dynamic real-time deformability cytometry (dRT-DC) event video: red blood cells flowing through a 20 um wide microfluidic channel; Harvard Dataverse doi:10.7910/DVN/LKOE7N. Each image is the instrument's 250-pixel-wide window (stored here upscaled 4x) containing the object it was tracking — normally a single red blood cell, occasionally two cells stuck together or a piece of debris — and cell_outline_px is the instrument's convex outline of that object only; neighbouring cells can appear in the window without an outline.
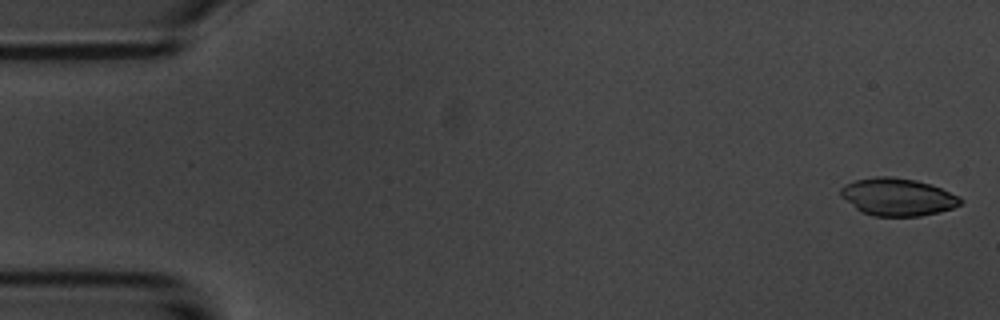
{"species": "common noctule bat (a hibernating species)", "species_latin": "Nyctalus noctula", "temperature_condition": "room temperature", "stored_images_in_passage": 4, "camera_frame_rate_fps": 3000, "um_per_image_px": 0.085, "animal": {"sex": "male", "body_mass_g": 20.1, "forearm_length_mm": 53.5}, "frame": {"image": 1, "passage_image": 1, "time_ms": 0.0, "image_size_px": [1000, 320], "cell_outline_px": [[964, 200], [960, 204], [952, 208], [920, 216], [872, 216], [860, 212], [840, 196], [840, 188], [844, 184], [856, 180], [876, 176], [892, 176], [916, 180], [940, 188], [960, 196]], "centroid_in_image_um": [76.26, 16.74], "position_along_channel_um": 8.7, "area_um2": 26.24}}
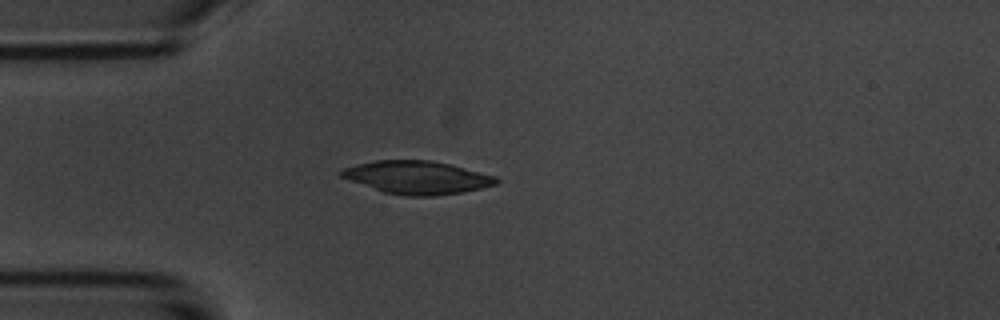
{"frame": {"image": 2, "passage_image": 4, "time_ms": 4.333, "image_size_px": [1000, 320], "cell_outline_px": [[500, 180], [496, 184], [480, 188], [460, 192], [436, 196], [404, 196], [384, 192], [340, 176], [336, 172], [344, 168], [356, 164], [376, 160], [432, 160], [496, 176]], "centroid_in_image_um": [35.43, 15.08], "position_along_channel_um": 49.6, "area_um2": 29.54}}